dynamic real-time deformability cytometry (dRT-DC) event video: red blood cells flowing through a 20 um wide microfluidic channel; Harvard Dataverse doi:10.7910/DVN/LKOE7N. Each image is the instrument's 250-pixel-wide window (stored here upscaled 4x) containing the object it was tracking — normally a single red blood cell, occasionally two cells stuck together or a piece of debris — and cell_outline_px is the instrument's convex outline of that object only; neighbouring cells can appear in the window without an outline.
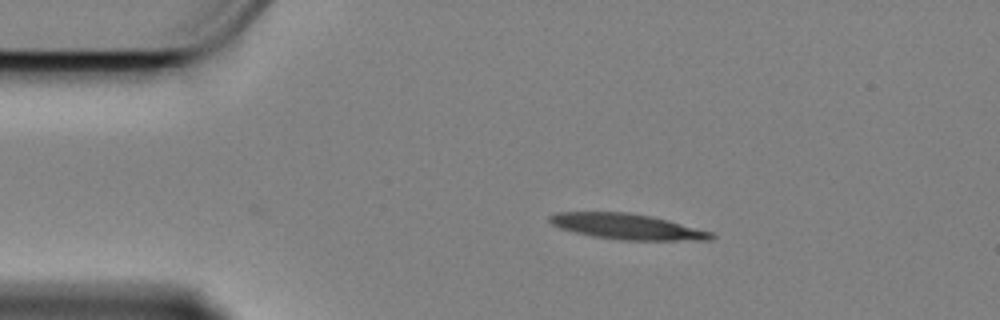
{"species": "Egyptian fruit bat (a non-hibernating species)", "species_latin": "Rousettus aegyptiacus", "temperature_condition": "cold", "stored_images_in_passage": 36, "camera_frame_rate_fps": 3000, "um_per_image_px": 0.085, "animal": {"sex": "female"}, "frame": {"image": 1, "passage_image": 1, "time_ms": 0.0, "image_size_px": [1000, 320], "cell_outline_px": [[716, 236], [712, 240], [620, 240], [592, 236], [560, 228], [552, 224], [548, 220], [548, 216], [556, 212], [628, 212], [668, 220], [712, 232]], "centroid_in_image_um": [53.29, 19.26], "position_along_channel_um": 31.7, "area_um2": 23.99}}
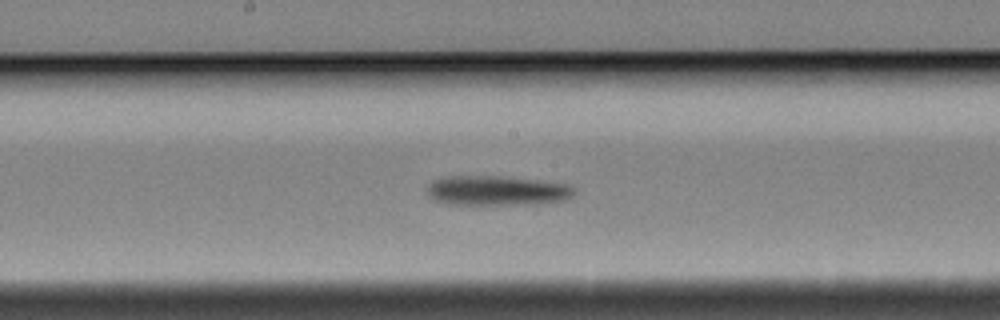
{"frame": {"image": 2, "passage_image": 20, "time_ms": 6.333, "image_size_px": [1000, 320], "cell_outline_px": [[576, 192], [572, 200], [544, 204], [448, 204], [436, 200], [428, 196], [428, 184], [432, 180], [448, 176], [496, 176], [536, 180], [568, 184], [576, 188]], "centroid_in_image_um": [42.33, 16.21], "position_along_channel_um": 205.9, "area_um2": 25.84}}
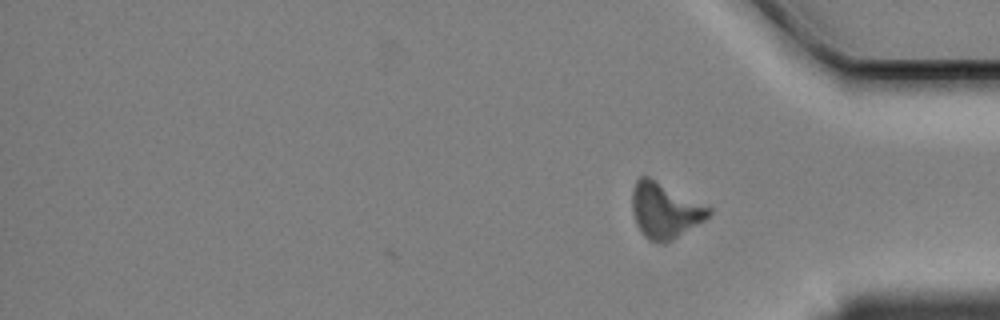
{"frame": {"image": 3, "passage_image": 36, "time_ms": 11.667, "image_size_px": [1000, 320], "cell_outline_px": [[712, 212], [704, 220], [672, 240], [664, 244], [660, 244], [648, 240], [640, 232], [636, 224], [632, 212], [632, 188], [636, 180], [640, 176], [648, 176], [712, 208]], "centroid_in_image_um": [56.47, 17.9], "position_along_channel_um": 378.7, "area_um2": 24.8}, "authors_computed_cell_mechanics": {"area_um2": 24.7962, "velocity_mm_per_s": 3.3804, "shape_relaxation_time_tau1_ms": 3.1827, "shape_relaxation_time_tau2_ms": null, "deformation_change_tau1": 0.1809, "deformation_change_tau2": null}}